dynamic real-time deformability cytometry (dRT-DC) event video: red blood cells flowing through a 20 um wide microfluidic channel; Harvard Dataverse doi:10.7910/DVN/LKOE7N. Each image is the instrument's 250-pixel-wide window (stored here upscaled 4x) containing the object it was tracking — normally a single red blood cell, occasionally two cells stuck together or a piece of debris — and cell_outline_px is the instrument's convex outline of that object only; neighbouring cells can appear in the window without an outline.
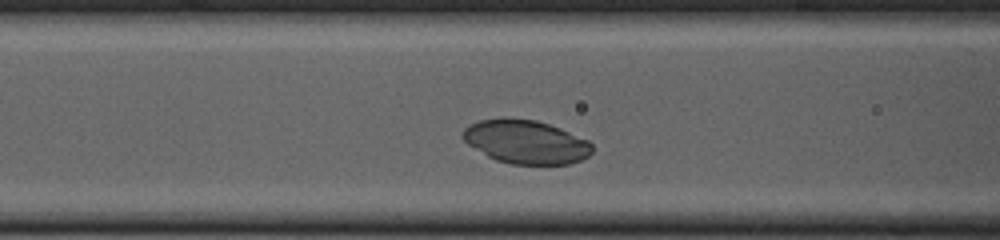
{"species": "common noctule bat (a hibernating species)", "species_latin": "Nyctalus noctula", "temperature_condition": "cold", "stored_images_in_passage": 32, "camera_frame_rate_fps": 3000, "um_per_image_px": 0.085, "animal": {"sex": "female", "body_mass_g": 23.0, "forearm_length_mm": 53.4}, "frame": {"image": 1, "passage_image": 10, "time_ms": 3.0, "image_size_px": [1000, 240], "cell_outline_px": [[592, 152], [588, 156], [572, 164], [512, 164], [496, 160], [488, 156], [468, 144], [460, 136], [464, 128], [480, 120], [504, 116], [536, 120], [560, 128], [588, 140], [592, 144]], "centroid_in_image_um": [44.69, 12.04], "position_along_channel_um": 121.9, "area_um2": 33.06}}
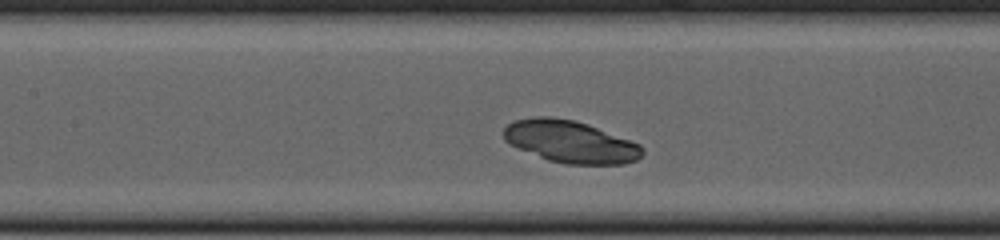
{"frame": {"image": 2, "passage_image": 13, "time_ms": 4.0, "image_size_px": [1000, 240], "cell_outline_px": [[644, 152], [636, 160], [624, 164], [564, 164], [548, 160], [508, 144], [504, 140], [504, 128], [512, 120], [532, 116], [548, 116], [576, 120], [588, 124], [640, 144], [644, 148]], "centroid_in_image_um": [48.46, 12.03], "position_along_channel_um": 158.9, "area_um2": 34.28}}